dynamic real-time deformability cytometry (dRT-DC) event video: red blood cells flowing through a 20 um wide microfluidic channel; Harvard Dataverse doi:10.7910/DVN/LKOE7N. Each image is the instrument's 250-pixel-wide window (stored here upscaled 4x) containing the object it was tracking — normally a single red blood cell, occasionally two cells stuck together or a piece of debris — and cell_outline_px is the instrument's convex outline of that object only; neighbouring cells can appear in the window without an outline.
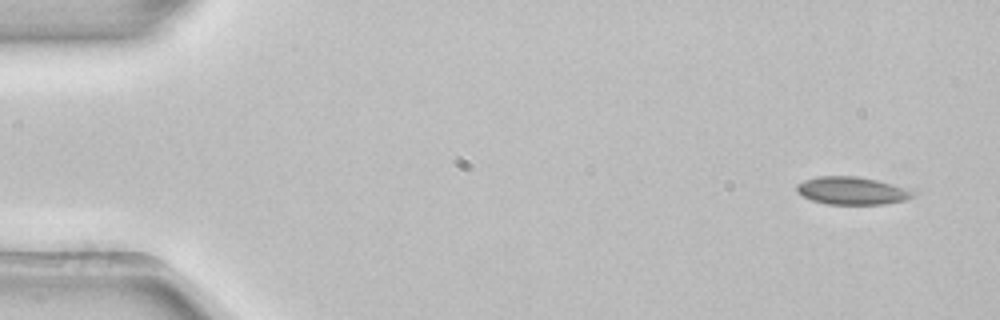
{"species": "common noctule bat (a hibernating species)", "species_latin": "Nyctalus noctula", "temperature_condition": "room temperature", "stored_images_in_passage": 3, "camera_frame_rate_fps": 3000, "um_per_image_px": 0.085, "animal": {"sex": "female", "body_mass_g": 22.7, "forearm_length_mm": 54.2}, "frame": {"image": 1, "passage_image": 1, "time_ms": 0.0, "image_size_px": [1000, 320], "cell_outline_px": [[916, 192], [912, 196], [904, 200], [884, 204], [828, 204], [812, 200], [796, 192], [796, 184], [804, 180], [816, 176], [856, 176], [876, 180], [892, 184]], "centroid_in_image_um": [72.36, 16.2], "position_along_channel_um": 12.6, "area_um2": 18.61}}
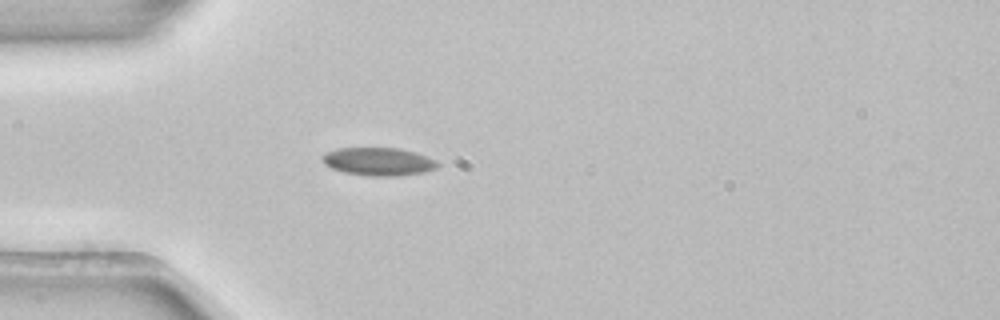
{"frame": {"image": 2, "passage_image": 3, "time_ms": 0.667, "image_size_px": [1000, 320], "cell_outline_px": [[440, 164], [436, 168], [420, 172], [396, 176], [368, 176], [344, 172], [332, 168], [324, 164], [320, 156], [324, 152], [340, 148], [400, 148], [436, 160]], "centroid_in_image_um": [32.1, 13.73], "position_along_channel_um": 52.9, "area_um2": 18.67}}